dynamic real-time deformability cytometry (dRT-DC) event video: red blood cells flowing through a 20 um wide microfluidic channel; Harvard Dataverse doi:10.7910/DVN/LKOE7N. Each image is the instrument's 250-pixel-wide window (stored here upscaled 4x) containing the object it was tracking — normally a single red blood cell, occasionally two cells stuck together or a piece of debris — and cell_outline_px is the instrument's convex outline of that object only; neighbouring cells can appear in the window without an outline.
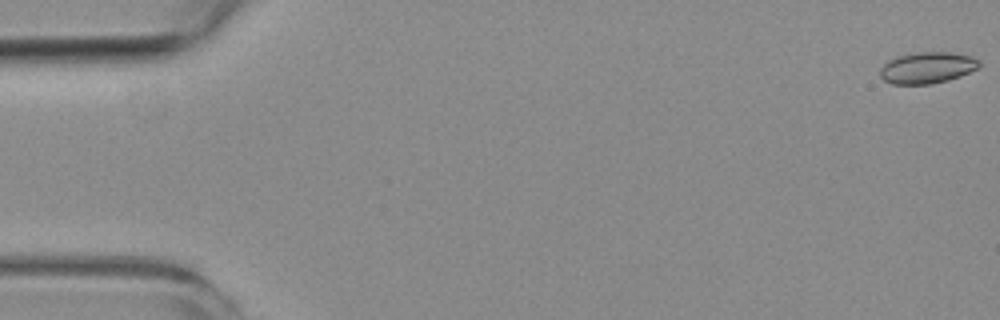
{"species": "common noctule bat (a hibernating species)", "species_latin": "Nyctalus noctula", "temperature_condition": "room temperature", "stored_images_in_passage": 5, "camera_frame_rate_fps": 3000, "um_per_image_px": 0.085, "animal": {"sex": "female", "body_mass_g": 19.3, "forearm_length_mm": 54.1}, "frame": {"image": 1, "passage_image": 1, "time_ms": 0.0, "image_size_px": [1000, 320], "cell_outline_px": [[980, 68], [960, 76], [948, 80], [928, 84], [892, 84], [884, 80], [880, 76], [880, 68], [888, 60], [896, 56], [916, 52], [948, 52], [968, 56], [980, 60]], "centroid_in_image_um": [78.8, 5.75], "position_along_channel_um": 6.2, "area_um2": 18.15}}
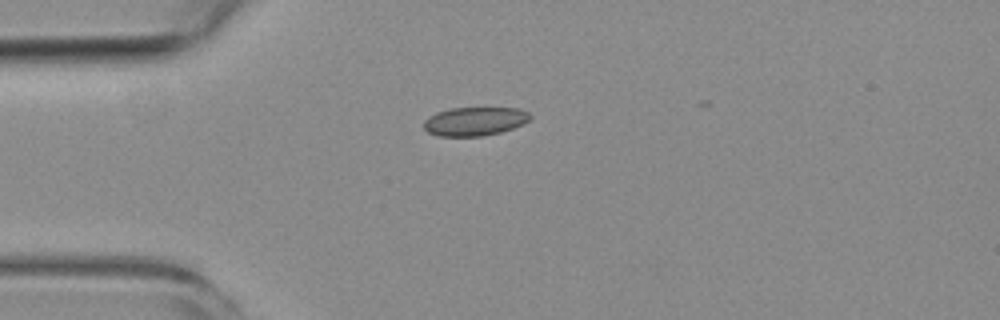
{"frame": {"image": 2, "passage_image": 5, "time_ms": 4.667, "image_size_px": [1000, 320], "cell_outline_px": [[532, 116], [524, 124], [500, 132], [484, 136], [440, 136], [428, 132], [424, 128], [424, 120], [436, 112], [448, 108], [520, 108], [528, 112]], "centroid_in_image_um": [40.36, 10.31], "position_along_channel_um": 44.6, "area_um2": 17.8}}